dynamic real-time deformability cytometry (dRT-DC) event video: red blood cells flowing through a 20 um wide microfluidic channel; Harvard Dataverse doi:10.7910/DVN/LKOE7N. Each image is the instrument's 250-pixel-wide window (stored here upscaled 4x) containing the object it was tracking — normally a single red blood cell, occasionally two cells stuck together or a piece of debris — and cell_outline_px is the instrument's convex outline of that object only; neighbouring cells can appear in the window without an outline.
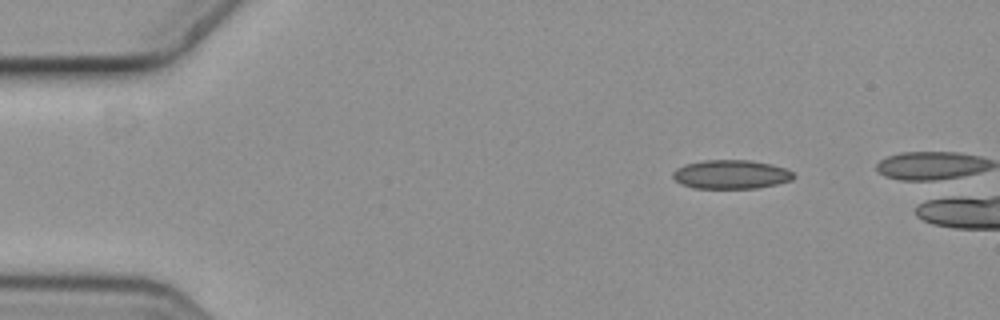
{"species": "common noctule bat (a hibernating species)", "species_latin": "Nyctalus noctula", "temperature_condition": "cold", "stored_images_in_passage": 4, "camera_frame_rate_fps": 3000, "um_per_image_px": 0.085, "animal": {"sex": "female", "body_mass_g": 19.3, "forearm_length_mm": 54.1}, "frame": {"image": 1, "passage_image": 1, "time_ms": 0.0, "image_size_px": [1000, 320], "cell_outline_px": [[796, 176], [792, 180], [776, 184], [756, 188], [692, 188], [680, 184], [672, 176], [672, 172], [676, 168], [684, 164], [704, 160], [752, 160], [772, 164], [784, 168], [792, 172]], "centroid_in_image_um": [62.11, 14.82], "position_along_channel_um": 22.9, "area_um2": 20.46}}